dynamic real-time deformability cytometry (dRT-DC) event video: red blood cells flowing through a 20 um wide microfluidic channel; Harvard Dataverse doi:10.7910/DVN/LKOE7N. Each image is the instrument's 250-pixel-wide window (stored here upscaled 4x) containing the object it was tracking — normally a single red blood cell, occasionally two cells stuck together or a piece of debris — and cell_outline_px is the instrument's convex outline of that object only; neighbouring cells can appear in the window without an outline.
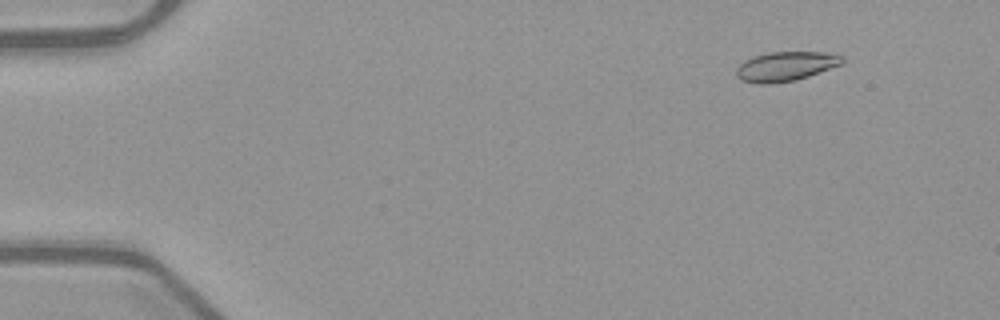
{"species": "common noctule bat (a hibernating species)", "species_latin": "Nyctalus noctula", "temperature_condition": "warm", "stored_images_in_passage": 53, "camera_frame_rate_fps": 3000, "um_per_image_px": 0.085, "animal": {"sex": "female", "body_mass_g": 21.9}, "frame": {"image": 1, "passage_image": 6, "time_ms": 1.667, "image_size_px": [1000, 320], "cell_outline_px": [[844, 64], [796, 80], [768, 84], [760, 84], [740, 80], [736, 76], [736, 68], [744, 60], [768, 52], [824, 52], [844, 56]], "centroid_in_image_um": [66.79, 5.64], "position_along_channel_um": 18.2, "area_um2": 18.26}}
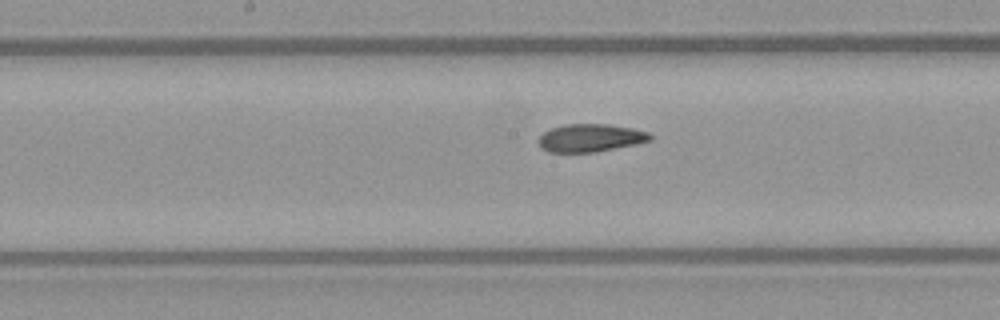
{"frame": {"image": 2, "passage_image": 28, "time_ms": 9.0, "image_size_px": [1000, 320], "cell_outline_px": [[652, 140], [636, 144], [596, 152], [548, 152], [540, 148], [536, 140], [544, 132], [552, 128], [564, 124], [608, 124], [632, 128], [648, 132], [652, 136]], "centroid_in_image_um": [50.16, 11.72], "position_along_channel_um": 198.0, "area_um2": 18.26}}
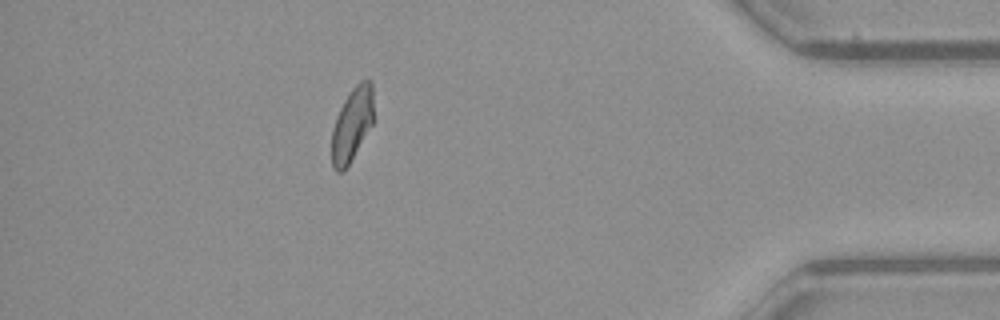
{"frame": {"image": 3, "passage_image": 47, "time_ms": 15.333, "image_size_px": [1000, 320], "cell_outline_px": [[372, 124], [348, 164], [340, 172], [336, 172], [332, 164], [332, 128], [336, 116], [348, 92], [360, 80], [372, 80]], "centroid_in_image_um": [29.9, 10.53], "position_along_channel_um": 405.3, "area_um2": 17.57}, "authors_computed_cell_mechanics": {"area_um2": 18.3804, "velocity_mm_per_s": 3.9936, "shape_relaxation_time_tau1_ms": null, "shape_relaxation_time_tau2_ms": 2.6994, "deformation_change_tau1": null, "deformation_change_tau2": 0.0845}}